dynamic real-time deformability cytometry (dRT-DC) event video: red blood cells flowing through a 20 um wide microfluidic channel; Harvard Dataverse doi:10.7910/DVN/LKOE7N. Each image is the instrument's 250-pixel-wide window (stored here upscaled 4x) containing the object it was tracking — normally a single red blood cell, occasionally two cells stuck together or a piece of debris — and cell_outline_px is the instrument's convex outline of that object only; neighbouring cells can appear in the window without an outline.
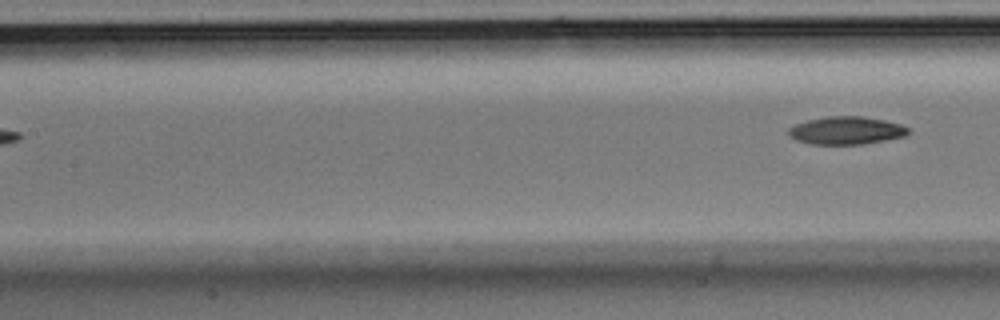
{"species": "Egyptian fruit bat (a non-hibernating species)", "species_latin": "Rousettus aegyptiacus", "temperature_condition": "room temperature", "stored_images_in_passage": 4, "segment_of_instrument_passage": [2, 2], "camera_frame_rate_fps": 3000, "um_per_image_px": 0.085, "animal": {"sex": "male"}, "frame": {"image": 1, "passage_image": 4, "time_ms": 1.0, "image_size_px": [1000, 320], "cell_outline_px": [[908, 136], [864, 144], [812, 144], [796, 140], [788, 132], [788, 128], [796, 124], [808, 120], [828, 116], [864, 116], [884, 120], [900, 124], [908, 128]], "centroid_in_image_um": [71.96, 11.09], "position_along_channel_um": 135.4, "area_um2": 19.36}}